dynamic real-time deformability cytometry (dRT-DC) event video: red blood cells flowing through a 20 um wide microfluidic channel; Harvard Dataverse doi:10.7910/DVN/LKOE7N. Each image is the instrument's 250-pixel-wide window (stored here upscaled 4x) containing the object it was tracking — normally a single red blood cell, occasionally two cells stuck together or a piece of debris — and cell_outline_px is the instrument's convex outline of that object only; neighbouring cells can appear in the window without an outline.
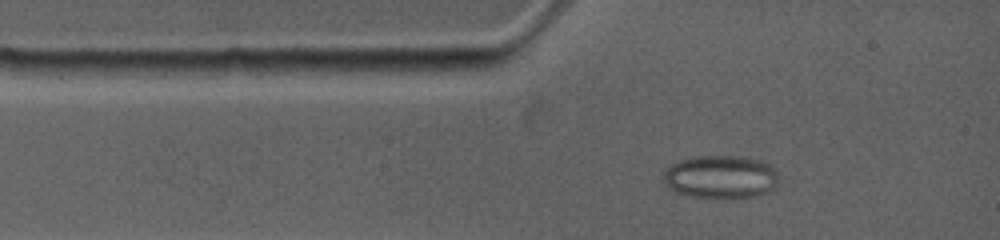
{"species": "common noctule bat (a hibernating species)", "species_latin": "Nyctalus noctula", "temperature_condition": "warm", "stored_images_in_passage": 54, "camera_frame_rate_fps": 4500, "um_per_image_px": 0.085, "animal": {"sex": "female", "body_mass_g": 19.0, "forearm_length_mm": 53.3}, "frame": {"image": 1, "passage_image": 1, "time_ms": 0.0, "image_size_px": [1000, 240], "cell_outline_px": [[776, 184], [768, 192], [756, 196], [728, 200], [724, 200], [692, 196], [676, 192], [668, 188], [664, 180], [664, 172], [672, 164], [680, 160], [692, 156], [744, 156], [760, 160], [776, 168]], "centroid_in_image_um": [61.26, 15.06], "position_along_channel_um": 23.7, "area_um2": 29.42}}
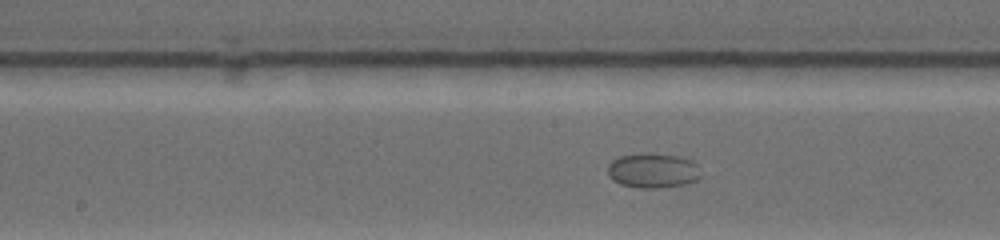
{"frame": {"image": 2, "passage_image": 21, "time_ms": 5.333, "image_size_px": [1000, 240], "cell_outline_px": [[700, 176], [696, 180], [684, 184], [656, 188], [640, 188], [620, 184], [612, 180], [608, 176], [608, 164], [612, 160], [620, 156], [680, 156], [692, 160], [696, 164]], "centroid_in_image_um": [55.47, 14.55], "position_along_channel_um": 192.7, "area_um2": 18.09}}
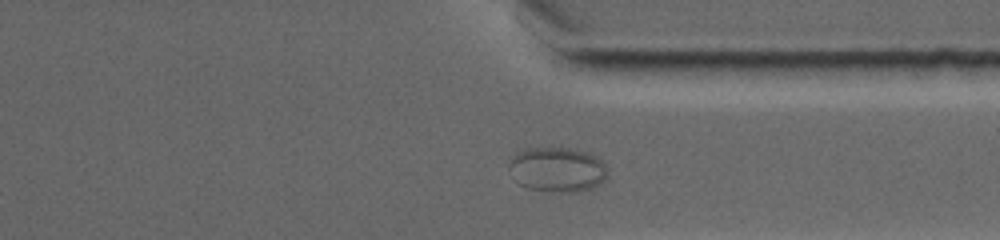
{"frame": {"image": 3, "passage_image": 41, "time_ms": 10.444, "image_size_px": [1000, 240], "cell_outline_px": [[608, 176], [600, 184], [592, 188], [576, 192], [560, 192], [528, 188], [520, 184], [508, 168], [508, 164], [512, 156], [528, 148], [564, 148], [588, 152], [600, 160], [604, 164], [608, 172]], "centroid_in_image_um": [47.39, 14.42], "position_along_channel_um": 364.0, "area_um2": 25.49}}